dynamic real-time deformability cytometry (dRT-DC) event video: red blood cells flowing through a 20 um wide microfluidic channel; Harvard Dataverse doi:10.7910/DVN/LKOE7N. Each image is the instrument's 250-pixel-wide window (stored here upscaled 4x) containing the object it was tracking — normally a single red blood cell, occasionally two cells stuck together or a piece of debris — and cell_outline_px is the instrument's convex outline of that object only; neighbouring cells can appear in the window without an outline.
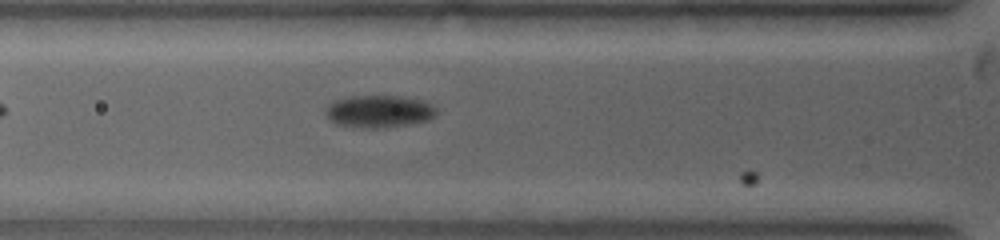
{"species": "common noctule bat (a hibernating species)", "species_latin": "Nyctalus noctula", "temperature_condition": "warm", "stored_images_in_passage": 4, "segment_of_instrument_passage": [2, 2], "camera_frame_rate_fps": 5000, "um_per_image_px": 0.085, "animal": {"sex": "female", "body_mass_g": 19.0, "forearm_length_mm": 53.3}, "frame": {"image": 1, "passage_image": 4, "time_ms": 0.6, "image_size_px": [1000, 240], "cell_outline_px": [[948, 176], [944, 180], [936, 184], [816, 184], [784, 180], [776, 176], [784, 172], [804, 168], [896, 168], [936, 172]], "centroid_in_image_um": [73.31, 14.98], "position_along_channel_um": 52.5, "area_um2": 17.05}}